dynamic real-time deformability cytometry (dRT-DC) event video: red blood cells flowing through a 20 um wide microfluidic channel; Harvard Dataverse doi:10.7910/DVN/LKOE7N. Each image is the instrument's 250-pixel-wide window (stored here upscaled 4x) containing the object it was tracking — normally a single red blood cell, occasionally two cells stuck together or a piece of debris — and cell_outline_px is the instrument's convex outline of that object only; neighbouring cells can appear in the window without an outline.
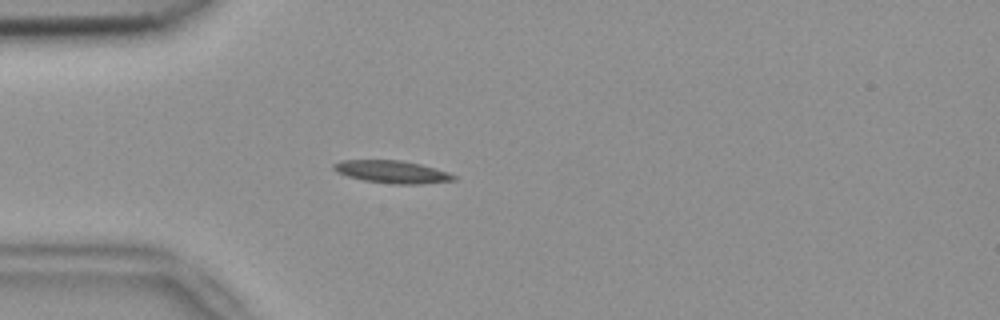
{"species": "common noctule bat (a hibernating species)", "species_latin": "Nyctalus noctula", "temperature_condition": "room temperature", "stored_images_in_passage": 53, "camera_frame_rate_fps": 3000, "um_per_image_px": 0.085, "animal": {"sex": "female", "body_mass_g": 18.4}, "frame": {"image": 1, "passage_image": 15, "time_ms": 4.667, "image_size_px": [1000, 320], "cell_outline_px": [[456, 180], [420, 184], [392, 184], [364, 180], [348, 176], [336, 172], [332, 168], [332, 164], [340, 160], [400, 160], [420, 164], [448, 172], [456, 176]], "centroid_in_image_um": [33.3, 14.6], "position_along_channel_um": 51.7, "area_um2": 15.78}}
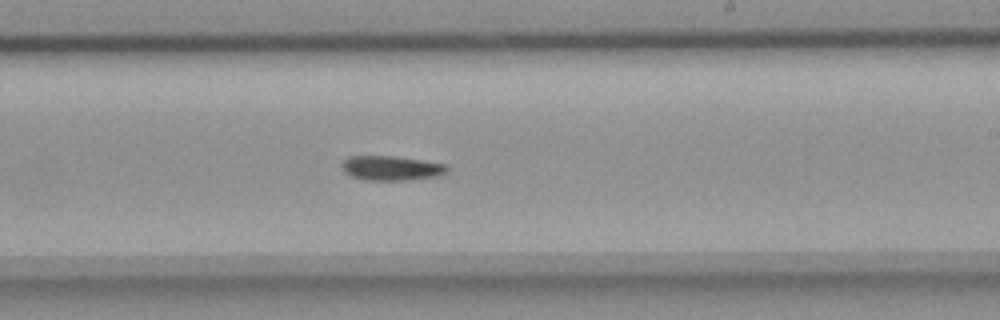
{"frame": {"image": 2, "passage_image": 32, "time_ms": 10.333, "image_size_px": [1000, 320], "cell_outline_px": [[448, 172], [440, 176], [404, 180], [364, 180], [352, 176], [344, 172], [340, 164], [348, 156], [396, 156], [448, 164]], "centroid_in_image_um": [33.28, 14.28], "position_along_channel_um": 255.7, "area_um2": 15.26}}
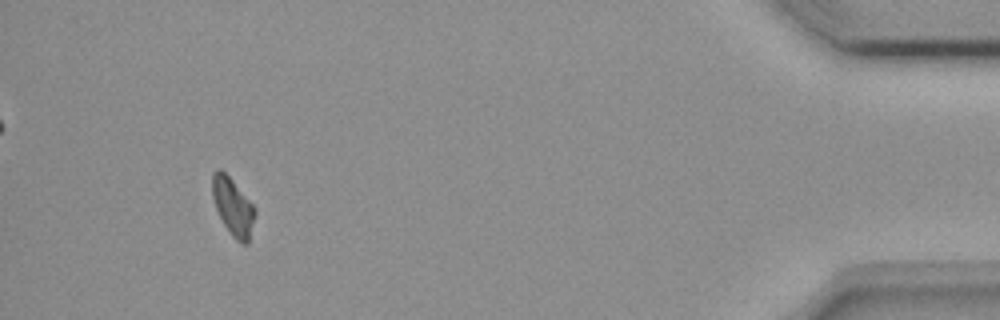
{"frame": {"image": 3, "passage_image": 50, "time_ms": 16.333, "image_size_px": [1000, 320], "cell_outline_px": [[256, 212], [248, 244], [244, 244], [236, 240], [232, 236], [224, 224], [216, 208], [212, 196], [212, 172], [216, 168], [220, 168], [232, 180], [252, 204]], "centroid_in_image_um": [19.78, 17.56], "position_along_channel_um": 415.4, "area_um2": 14.1}}